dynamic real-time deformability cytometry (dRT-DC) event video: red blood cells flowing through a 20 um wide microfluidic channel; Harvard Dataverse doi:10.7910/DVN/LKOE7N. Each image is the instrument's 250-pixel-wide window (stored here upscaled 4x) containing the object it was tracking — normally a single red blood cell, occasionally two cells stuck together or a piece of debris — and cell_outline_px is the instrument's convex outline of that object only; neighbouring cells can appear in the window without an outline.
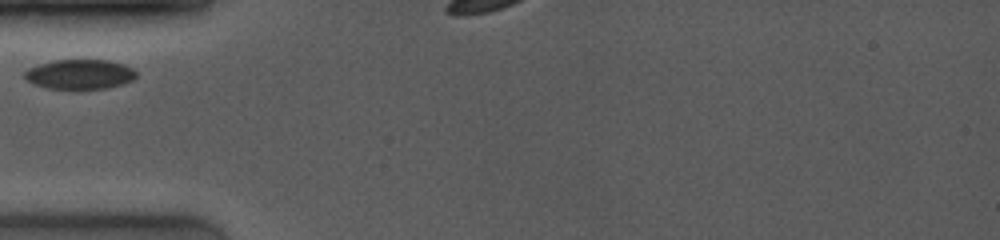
{"species": "common noctule bat (a hibernating species)", "species_latin": "Nyctalus noctula", "temperature_condition": "room temperature", "stored_images_in_passage": 6, "camera_frame_rate_fps": 4000, "um_per_image_px": 0.085, "animal": {"sex": "female", "body_mass_g": 19.0, "forearm_length_mm": 53.3}, "frame": {"image": 1, "passage_image": 1, "time_ms": 0.0, "image_size_px": [1000, 240], "cell_outline_px": [[136, 76], [132, 80], [124, 84], [104, 88], [48, 88], [36, 84], [28, 80], [24, 76], [24, 72], [28, 68], [40, 64], [56, 60], [108, 60], [124, 64], [132, 68], [136, 72]], "centroid_in_image_um": [6.81, 6.3], "position_along_channel_um": 78.2, "area_um2": 19.02}}